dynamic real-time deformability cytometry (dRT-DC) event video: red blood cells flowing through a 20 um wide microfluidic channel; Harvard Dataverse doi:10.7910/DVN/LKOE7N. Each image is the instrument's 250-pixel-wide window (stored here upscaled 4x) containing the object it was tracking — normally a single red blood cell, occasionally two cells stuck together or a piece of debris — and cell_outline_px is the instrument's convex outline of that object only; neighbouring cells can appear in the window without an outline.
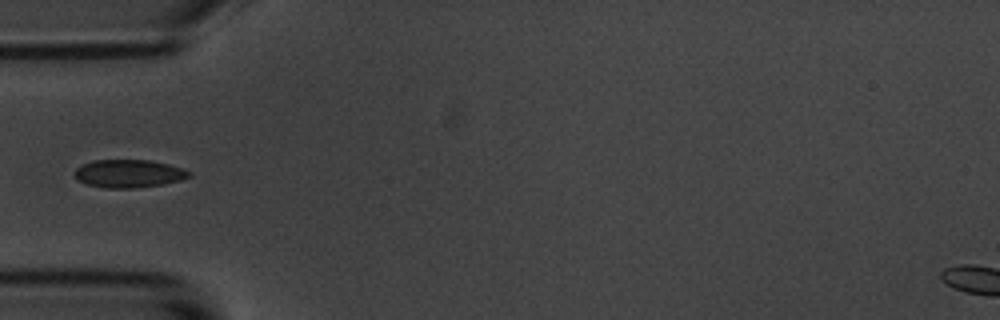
{"species": "common noctule bat (a hibernating species)", "species_latin": "Nyctalus noctula", "temperature_condition": "room temperature", "stored_images_in_passage": 3, "camera_frame_rate_fps": 3000, "um_per_image_px": 0.085, "animal": {"sex": "male", "body_mass_g": 20.1, "forearm_length_mm": 53.5}, "frame": {"image": 1, "passage_image": 3, "time_ms": 2.0, "image_size_px": [1000, 320], "cell_outline_px": [[192, 176], [180, 180], [164, 184], [136, 188], [108, 188], [88, 184], [76, 180], [76, 168], [92, 160], [148, 160], [168, 164], [184, 168], [192, 172]], "centroid_in_image_um": [11.0, 14.75], "position_along_channel_um": 74.0, "area_um2": 18.67}}